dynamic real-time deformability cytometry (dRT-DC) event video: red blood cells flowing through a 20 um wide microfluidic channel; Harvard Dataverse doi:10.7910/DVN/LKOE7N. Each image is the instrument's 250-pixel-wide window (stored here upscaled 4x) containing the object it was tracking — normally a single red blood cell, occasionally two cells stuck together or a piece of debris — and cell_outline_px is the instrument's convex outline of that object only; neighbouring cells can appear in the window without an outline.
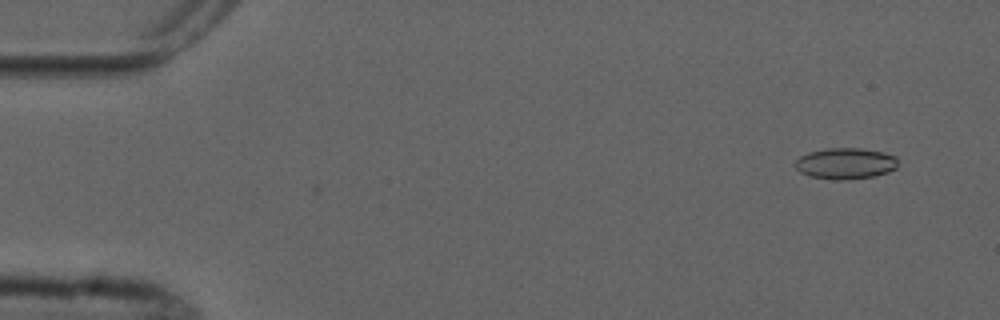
{"species": "common noctule bat (a hibernating species)", "species_latin": "Nyctalus noctula", "temperature_condition": "cold", "stored_images_in_passage": 2, "camera_frame_rate_fps": 3000, "um_per_image_px": 0.085, "animal": {"sex": "male", "forearm_length_mm": 52.5}, "frame": {"image": 1, "passage_image": 2, "time_ms": 1.0, "image_size_px": [1000, 320], "cell_outline_px": [[896, 168], [888, 172], [872, 176], [844, 180], [832, 180], [808, 176], [800, 172], [796, 168], [796, 160], [800, 156], [808, 152], [828, 148], [860, 148], [884, 152], [896, 156]], "centroid_in_image_um": [71.84, 13.89], "position_along_channel_um": 13.2, "area_um2": 18.67}}